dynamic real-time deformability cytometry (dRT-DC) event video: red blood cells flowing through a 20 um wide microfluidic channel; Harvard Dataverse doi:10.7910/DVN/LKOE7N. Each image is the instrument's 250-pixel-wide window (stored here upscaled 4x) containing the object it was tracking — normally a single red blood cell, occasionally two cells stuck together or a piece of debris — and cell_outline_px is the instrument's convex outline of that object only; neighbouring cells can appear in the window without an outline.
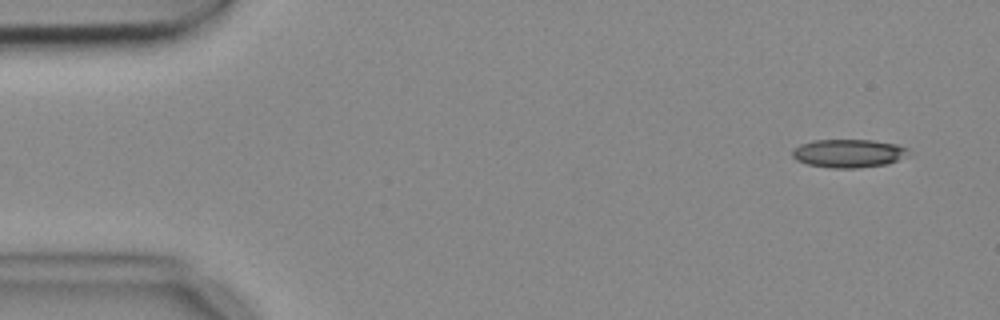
{"species": "common noctule bat (a hibernating species)", "species_latin": "Nyctalus noctula", "temperature_condition": "cold", "stored_images_in_passage": 3, "camera_frame_rate_fps": 3000, "um_per_image_px": 0.085, "animal": {"sex": "female", "body_mass_g": 18.4}, "frame": {"image": 1, "passage_image": 1, "time_ms": 0.0, "image_size_px": [1000, 320], "cell_outline_px": [[912, 156], [888, 164], [856, 168], [832, 168], [808, 164], [796, 160], [792, 156], [792, 148], [800, 144], [812, 140], [872, 140], [896, 144], [908, 148], [912, 152]], "centroid_in_image_um": [72.19, 13.03], "position_along_channel_um": 12.8, "area_um2": 19.59}}
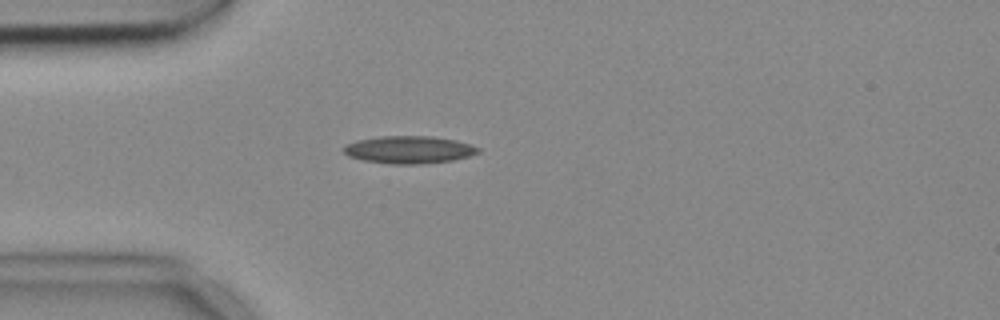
{"frame": {"image": 2, "passage_image": 3, "time_ms": 0.667, "image_size_px": [1000, 320], "cell_outline_px": [[480, 152], [468, 156], [452, 160], [416, 164], [392, 164], [364, 160], [348, 156], [344, 152], [344, 148], [348, 144], [356, 140], [380, 136], [432, 136], [456, 140], [480, 148]], "centroid_in_image_um": [34.76, 12.72], "position_along_channel_um": 50.2, "area_um2": 21.33}}